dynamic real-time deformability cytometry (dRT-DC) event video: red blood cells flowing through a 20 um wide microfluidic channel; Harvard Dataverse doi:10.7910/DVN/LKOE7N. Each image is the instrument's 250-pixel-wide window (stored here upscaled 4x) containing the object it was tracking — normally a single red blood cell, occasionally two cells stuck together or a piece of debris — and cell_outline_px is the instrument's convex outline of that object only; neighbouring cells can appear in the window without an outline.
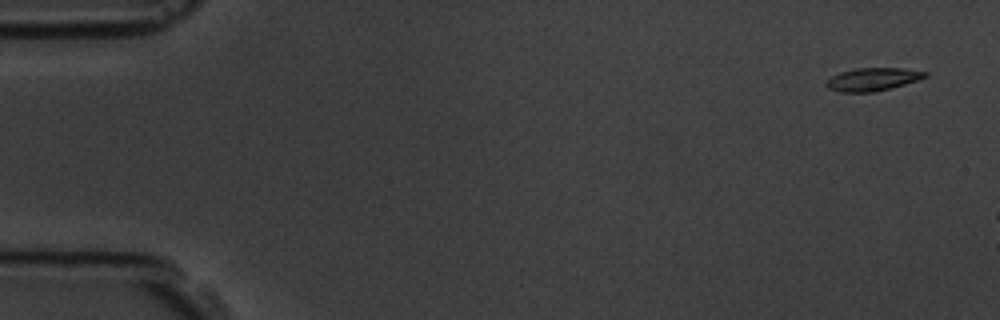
{"species": "common noctule bat (a hibernating species)", "species_latin": "Nyctalus noctula", "temperature_condition": "room temperature", "stored_images_in_passage": 3, "camera_frame_rate_fps": 3000, "um_per_image_px": 0.085, "animal": {"sex": "male", "body_mass_g": 19.5, "forearm_length_mm": 54.6}, "frame": {"image": 1, "passage_image": 1, "time_ms": 0.0, "image_size_px": [1000, 320], "cell_outline_px": [[928, 76], [892, 88], [876, 92], [840, 92], [828, 88], [824, 84], [832, 76], [840, 72], [856, 68], [904, 68], [928, 72]], "centroid_in_image_um": [74.17, 6.74], "position_along_channel_um": 10.8, "area_um2": 13.24}}